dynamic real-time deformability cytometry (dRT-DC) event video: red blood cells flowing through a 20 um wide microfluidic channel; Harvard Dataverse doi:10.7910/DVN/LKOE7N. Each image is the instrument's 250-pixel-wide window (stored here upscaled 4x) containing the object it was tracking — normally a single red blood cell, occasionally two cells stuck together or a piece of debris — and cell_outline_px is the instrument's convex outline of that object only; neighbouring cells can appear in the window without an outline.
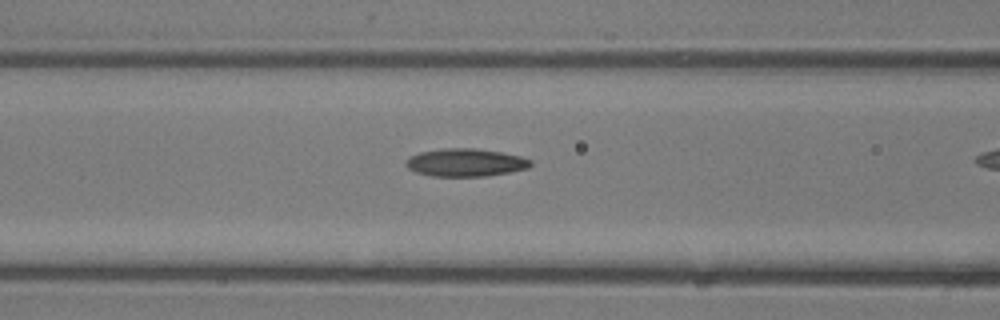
{"species": "common noctule bat (a hibernating species)", "species_latin": "Nyctalus noctula", "temperature_condition": "room temperature", "stored_images_in_passage": 20, "camera_frame_rate_fps": 3000, "um_per_image_px": 0.085, "animal": {"sex": "male", "body_mass_g": 13.3}, "frame": {"image": 1, "passage_image": 12, "time_ms": 3.667, "image_size_px": [1000, 320], "cell_outline_px": [[532, 164], [528, 168], [508, 172], [484, 176], [432, 176], [416, 172], [408, 168], [404, 164], [404, 160], [420, 152], [444, 148], [476, 148], [500, 152], [520, 156], [532, 160]], "centroid_in_image_um": [39.55, 13.81], "position_along_channel_um": 127.0, "area_um2": 20.17}}